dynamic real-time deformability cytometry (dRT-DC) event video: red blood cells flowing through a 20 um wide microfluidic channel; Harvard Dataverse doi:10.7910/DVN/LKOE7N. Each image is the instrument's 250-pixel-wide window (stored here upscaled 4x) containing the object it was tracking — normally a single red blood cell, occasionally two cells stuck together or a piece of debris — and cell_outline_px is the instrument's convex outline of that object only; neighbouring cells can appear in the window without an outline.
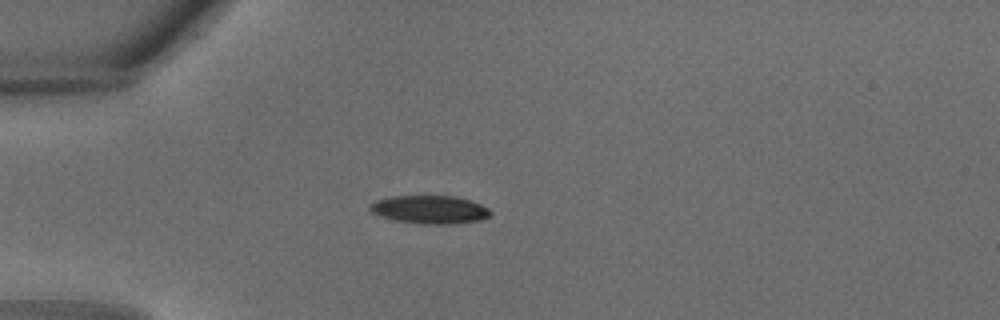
{"species": "common noctule bat (a hibernating species)", "species_latin": "Nyctalus noctula", "temperature_condition": "warm", "stored_images_in_passage": 25, "camera_frame_rate_fps": 3000, "um_per_image_px": 0.085, "animal": {"sex": "male", "body_mass_g": 18.8}, "frame": {"image": 1, "passage_image": 1, "time_ms": 0.0, "image_size_px": [1000, 320], "cell_outline_px": [[492, 216], [480, 220], [456, 224], [420, 224], [396, 220], [380, 216], [372, 212], [368, 208], [368, 204], [376, 200], [392, 196], [456, 196], [480, 204], [488, 208], [492, 212]], "centroid_in_image_um": [36.54, 17.82], "position_along_channel_um": 48.5, "area_um2": 19.94}}
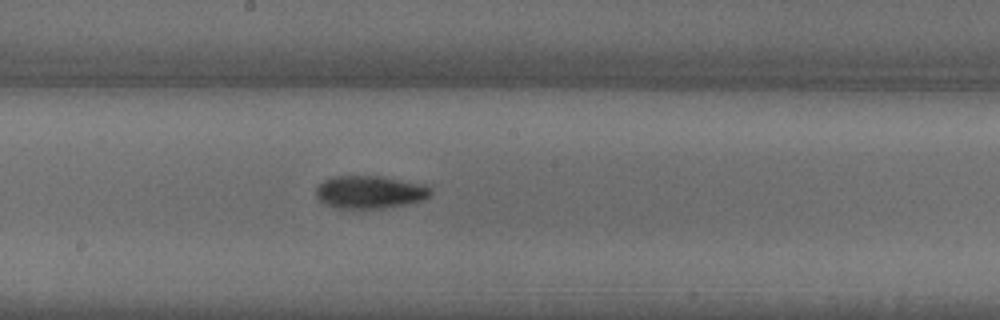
{"frame": {"image": 2, "passage_image": 10, "time_ms": 3.0, "image_size_px": [1000, 320], "cell_outline_px": [[432, 196], [424, 200], [404, 204], [380, 208], [332, 208], [320, 200], [316, 196], [316, 188], [324, 180], [332, 176], [384, 176], [428, 184], [432, 188]], "centroid_in_image_um": [31.5, 16.31], "position_along_channel_um": 216.7, "area_um2": 22.25}}
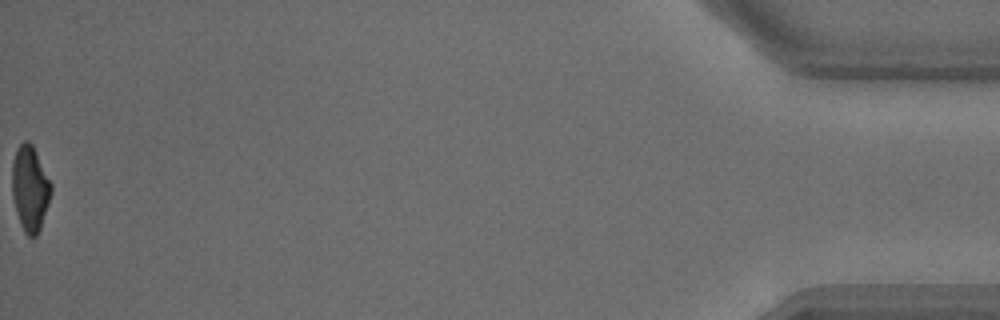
{"frame": {"image": 3, "passage_image": 25, "time_ms": 8.0, "image_size_px": [1000, 320], "cell_outline_px": [[52, 192], [40, 228], [36, 236], [28, 236], [24, 232], [20, 224], [16, 212], [12, 196], [12, 164], [16, 148], [24, 140], [28, 140], [32, 144], [52, 184]], "centroid_in_image_um": [2.54, 16.0], "position_along_channel_um": 432.7, "area_um2": 19.42}}